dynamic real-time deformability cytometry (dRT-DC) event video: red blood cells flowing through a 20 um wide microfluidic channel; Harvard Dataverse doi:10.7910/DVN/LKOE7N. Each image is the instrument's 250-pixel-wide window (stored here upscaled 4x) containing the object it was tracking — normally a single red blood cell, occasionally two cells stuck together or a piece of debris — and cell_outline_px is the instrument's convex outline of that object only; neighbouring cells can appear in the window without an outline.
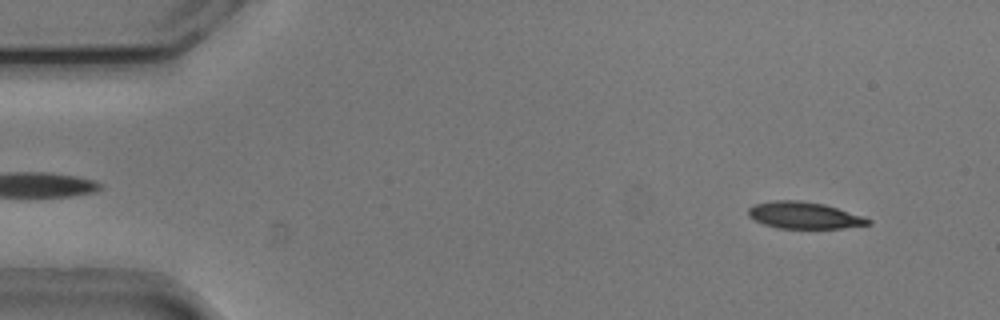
{"species": "common noctule bat (a hibernating species)", "species_latin": "Nyctalus noctula", "temperature_condition": "cold", "stored_images_in_passage": 52, "camera_frame_rate_fps": 3000, "um_per_image_px": 0.085, "animal": {"sex": "male", "body_mass_g": 20.5, "forearm_length_mm": 52.5}, "frame": {"image": 1, "passage_image": 4, "time_ms": 1.0, "image_size_px": [1000, 320], "cell_outline_px": [[872, 224], [844, 228], [776, 228], [764, 224], [748, 216], [748, 208], [752, 204], [776, 200], [800, 200], [824, 204], [872, 220]], "centroid_in_image_um": [68.31, 18.3], "position_along_channel_um": 16.7, "area_um2": 18.55}}
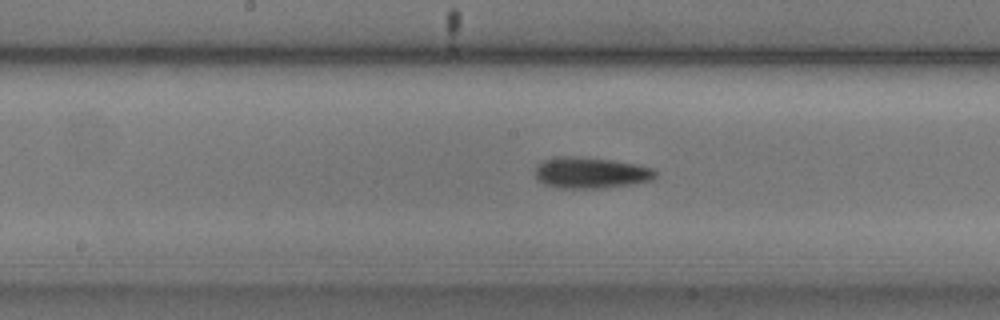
{"frame": {"image": 2, "passage_image": 26, "time_ms": 8.333, "image_size_px": [1000, 320], "cell_outline_px": [[656, 180], [608, 188], [556, 188], [544, 184], [536, 180], [536, 164], [544, 160], [556, 156], [572, 156], [612, 160], [640, 164], [652, 168], [656, 172]], "centroid_in_image_um": [50.23, 14.69], "position_along_channel_um": 198.0, "area_um2": 22.25}}
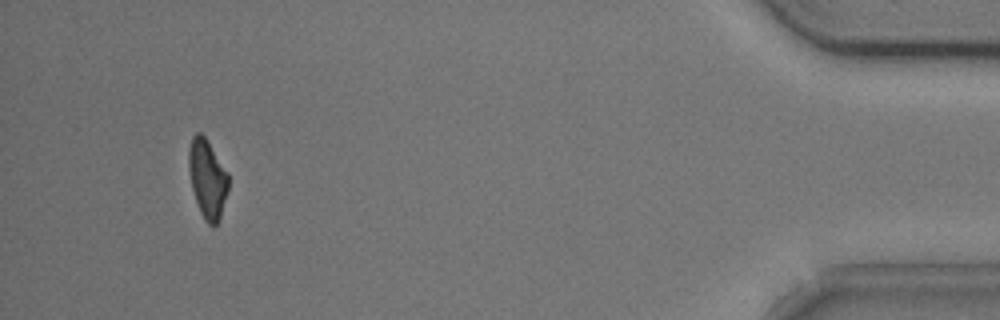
{"frame": {"image": 3, "passage_image": 49, "time_ms": 16.0, "image_size_px": [1000, 320], "cell_outline_px": [[228, 188], [220, 216], [216, 224], [212, 228], [204, 220], [200, 212], [192, 188], [188, 168], [188, 148], [192, 136], [196, 132], [200, 132], [204, 136], [228, 172]], "centroid_in_image_um": [17.61, 15.18], "position_along_channel_um": 417.6, "area_um2": 18.09}, "authors_computed_cell_mechanics": {"area_um2": 19.9121, "velocity_mm_per_s": 3.7929, "shape_relaxation_time_tau1_ms": 2.2107, "shape_relaxation_time_tau2_ms": null, "deformation_change_tau1": 0.1159, "deformation_change_tau2": null}}